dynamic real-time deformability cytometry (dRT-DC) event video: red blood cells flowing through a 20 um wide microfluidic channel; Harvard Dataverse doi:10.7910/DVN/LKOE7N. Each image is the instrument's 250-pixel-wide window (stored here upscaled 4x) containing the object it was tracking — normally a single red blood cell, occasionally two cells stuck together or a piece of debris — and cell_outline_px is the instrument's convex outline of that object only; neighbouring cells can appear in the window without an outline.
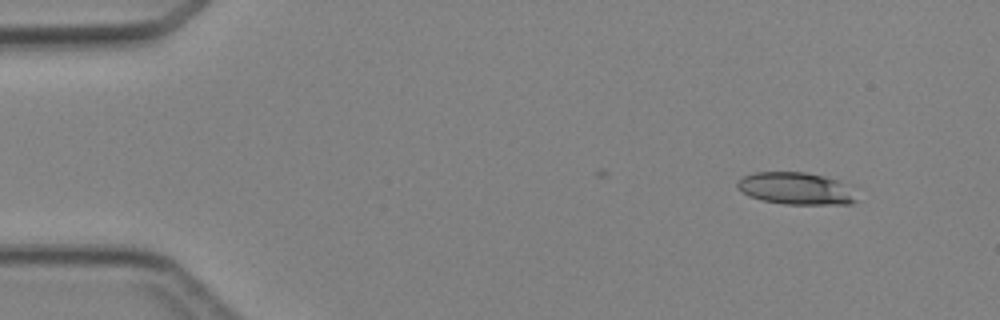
{"species": "Egyptian fruit bat (a non-hibernating species)", "species_latin": "Rousettus aegyptiacus", "temperature_condition": "cold", "stored_images_in_passage": 4, "camera_frame_rate_fps": 3000, "um_per_image_px": 0.085, "animal": {"sex": "female"}, "frame": {"image": 1, "passage_image": 1, "time_ms": 0.0, "image_size_px": [1000, 320], "cell_outline_px": [[860, 200], [852, 204], [784, 204], [764, 200], [748, 196], [736, 188], [736, 184], [744, 176], [756, 172], [804, 172], [824, 176], [836, 180]], "centroid_in_image_um": [67.6, 16.03], "position_along_channel_um": 17.4, "area_um2": 21.96}}
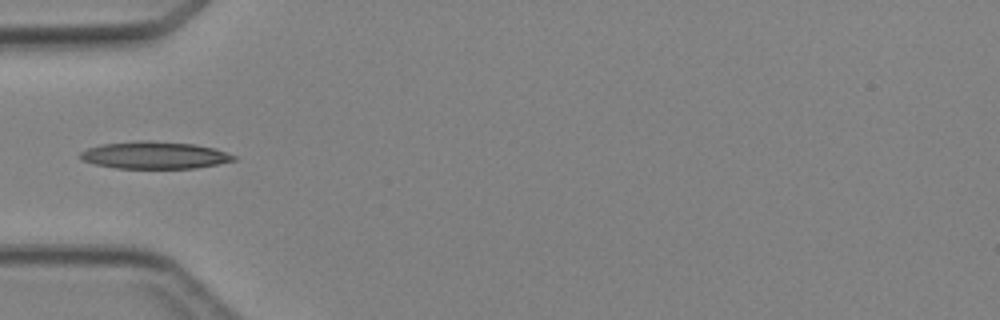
{"frame": {"image": 2, "passage_image": 4, "time_ms": 3.667, "image_size_px": [1000, 320], "cell_outline_px": [[236, 160], [196, 168], [116, 168], [96, 164], [80, 160], [80, 152], [88, 148], [100, 144], [136, 140], [152, 140], [192, 144], [212, 148], [236, 156]], "centroid_in_image_um": [13.08, 13.18], "position_along_channel_um": 71.9, "area_um2": 24.28}}